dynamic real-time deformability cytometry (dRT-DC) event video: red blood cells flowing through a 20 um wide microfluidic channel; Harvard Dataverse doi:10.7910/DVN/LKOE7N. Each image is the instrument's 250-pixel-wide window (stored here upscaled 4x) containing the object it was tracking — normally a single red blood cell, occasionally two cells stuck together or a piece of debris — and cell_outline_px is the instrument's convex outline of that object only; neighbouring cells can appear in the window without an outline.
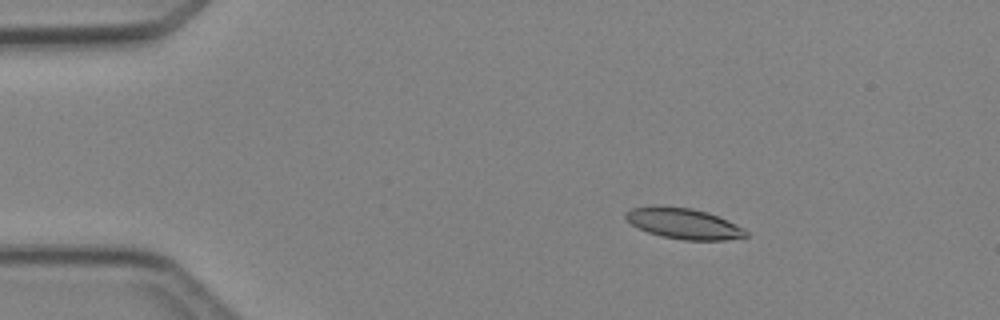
{"species": "Egyptian fruit bat (a non-hibernating species)", "species_latin": "Rousettus aegyptiacus", "temperature_condition": "cold", "stored_images_in_passage": 4, "camera_frame_rate_fps": 3000, "um_per_image_px": 0.085, "animal": {"sex": "female"}, "frame": {"image": 1, "passage_image": 3, "time_ms": 2.333, "image_size_px": [1000, 320], "cell_outline_px": [[748, 236], [724, 240], [684, 240], [660, 236], [648, 232], [632, 224], [624, 216], [624, 212], [632, 208], [652, 204], [660, 204], [692, 208], [708, 212], [744, 228], [748, 232]], "centroid_in_image_um": [58.07, 18.97], "position_along_channel_um": 26.9, "area_um2": 21.79}}